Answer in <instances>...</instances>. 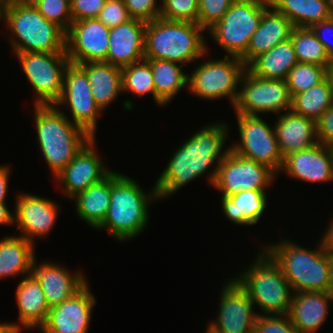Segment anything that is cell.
<instances>
[{
	"label": "cell",
	"instance_id": "6da1fadb",
	"mask_svg": "<svg viewBox=\"0 0 333 333\" xmlns=\"http://www.w3.org/2000/svg\"><path fill=\"white\" fill-rule=\"evenodd\" d=\"M217 123L196 130L182 146L175 150L154 185L159 199L176 194L183 186L205 175L207 171H211L208 181L213 186L218 164L231 151V146L223 149L226 146L230 127L223 121Z\"/></svg>",
	"mask_w": 333,
	"mask_h": 333
},
{
	"label": "cell",
	"instance_id": "7a4b0ae2",
	"mask_svg": "<svg viewBox=\"0 0 333 333\" xmlns=\"http://www.w3.org/2000/svg\"><path fill=\"white\" fill-rule=\"evenodd\" d=\"M156 199L159 200L155 186L145 193L131 177L112 171L110 205L104 221L96 229L106 228L117 241H129L147 227L149 204Z\"/></svg>",
	"mask_w": 333,
	"mask_h": 333
},
{
	"label": "cell",
	"instance_id": "3957f363",
	"mask_svg": "<svg viewBox=\"0 0 333 333\" xmlns=\"http://www.w3.org/2000/svg\"><path fill=\"white\" fill-rule=\"evenodd\" d=\"M263 246H265L264 250L280 266L293 293H332L329 255L322 249L320 243L315 250L301 247L288 239Z\"/></svg>",
	"mask_w": 333,
	"mask_h": 333
},
{
	"label": "cell",
	"instance_id": "277c9868",
	"mask_svg": "<svg viewBox=\"0 0 333 333\" xmlns=\"http://www.w3.org/2000/svg\"><path fill=\"white\" fill-rule=\"evenodd\" d=\"M37 143L54 177L93 138L55 105L35 106Z\"/></svg>",
	"mask_w": 333,
	"mask_h": 333
},
{
	"label": "cell",
	"instance_id": "5b68a950",
	"mask_svg": "<svg viewBox=\"0 0 333 333\" xmlns=\"http://www.w3.org/2000/svg\"><path fill=\"white\" fill-rule=\"evenodd\" d=\"M199 24L156 18L146 23L144 59L167 60L186 65L208 53Z\"/></svg>",
	"mask_w": 333,
	"mask_h": 333
},
{
	"label": "cell",
	"instance_id": "8992f818",
	"mask_svg": "<svg viewBox=\"0 0 333 333\" xmlns=\"http://www.w3.org/2000/svg\"><path fill=\"white\" fill-rule=\"evenodd\" d=\"M3 19L14 53L66 52V32L46 20L32 2L7 1Z\"/></svg>",
	"mask_w": 333,
	"mask_h": 333
},
{
	"label": "cell",
	"instance_id": "52a82bcc",
	"mask_svg": "<svg viewBox=\"0 0 333 333\" xmlns=\"http://www.w3.org/2000/svg\"><path fill=\"white\" fill-rule=\"evenodd\" d=\"M260 252L254 263L234 279L262 315L288 314L293 294L291 286L274 259L264 249Z\"/></svg>",
	"mask_w": 333,
	"mask_h": 333
},
{
	"label": "cell",
	"instance_id": "ba28073f",
	"mask_svg": "<svg viewBox=\"0 0 333 333\" xmlns=\"http://www.w3.org/2000/svg\"><path fill=\"white\" fill-rule=\"evenodd\" d=\"M269 5V0H234L222 19L207 32L226 51V56L241 58Z\"/></svg>",
	"mask_w": 333,
	"mask_h": 333
},
{
	"label": "cell",
	"instance_id": "9c48e42d",
	"mask_svg": "<svg viewBox=\"0 0 333 333\" xmlns=\"http://www.w3.org/2000/svg\"><path fill=\"white\" fill-rule=\"evenodd\" d=\"M246 69L247 65L235 56L204 60L188 75L187 89L204 100L228 97L234 107Z\"/></svg>",
	"mask_w": 333,
	"mask_h": 333
},
{
	"label": "cell",
	"instance_id": "30bf717a",
	"mask_svg": "<svg viewBox=\"0 0 333 333\" xmlns=\"http://www.w3.org/2000/svg\"><path fill=\"white\" fill-rule=\"evenodd\" d=\"M20 66L34 88V106L55 105L63 90V76L69 59L66 52L15 53Z\"/></svg>",
	"mask_w": 333,
	"mask_h": 333
},
{
	"label": "cell",
	"instance_id": "8fae6325",
	"mask_svg": "<svg viewBox=\"0 0 333 333\" xmlns=\"http://www.w3.org/2000/svg\"><path fill=\"white\" fill-rule=\"evenodd\" d=\"M236 118L240 140L232 143L231 151L243 158L262 163L279 174L283 157L274 126L268 125L259 115L236 113Z\"/></svg>",
	"mask_w": 333,
	"mask_h": 333
},
{
	"label": "cell",
	"instance_id": "7c38bea8",
	"mask_svg": "<svg viewBox=\"0 0 333 333\" xmlns=\"http://www.w3.org/2000/svg\"><path fill=\"white\" fill-rule=\"evenodd\" d=\"M240 85L235 113L280 115L292 108V97L285 80L259 78L246 69Z\"/></svg>",
	"mask_w": 333,
	"mask_h": 333
},
{
	"label": "cell",
	"instance_id": "4fadbf2b",
	"mask_svg": "<svg viewBox=\"0 0 333 333\" xmlns=\"http://www.w3.org/2000/svg\"><path fill=\"white\" fill-rule=\"evenodd\" d=\"M55 106L68 107L73 123L95 137L97 118L103 111L95 102L89 78L79 64L69 62L65 68L62 94Z\"/></svg>",
	"mask_w": 333,
	"mask_h": 333
},
{
	"label": "cell",
	"instance_id": "5bb4252c",
	"mask_svg": "<svg viewBox=\"0 0 333 333\" xmlns=\"http://www.w3.org/2000/svg\"><path fill=\"white\" fill-rule=\"evenodd\" d=\"M275 177L276 173L268 166L230 151L218 164L213 187L222 196H230L241 191L267 190Z\"/></svg>",
	"mask_w": 333,
	"mask_h": 333
},
{
	"label": "cell",
	"instance_id": "9a60e30c",
	"mask_svg": "<svg viewBox=\"0 0 333 333\" xmlns=\"http://www.w3.org/2000/svg\"><path fill=\"white\" fill-rule=\"evenodd\" d=\"M223 285L217 318L207 327L213 333H254L255 312L247 292L234 278Z\"/></svg>",
	"mask_w": 333,
	"mask_h": 333
},
{
	"label": "cell",
	"instance_id": "2e32d148",
	"mask_svg": "<svg viewBox=\"0 0 333 333\" xmlns=\"http://www.w3.org/2000/svg\"><path fill=\"white\" fill-rule=\"evenodd\" d=\"M110 29L97 18L73 21L66 32V54L71 63L107 62Z\"/></svg>",
	"mask_w": 333,
	"mask_h": 333
},
{
	"label": "cell",
	"instance_id": "e0dca14e",
	"mask_svg": "<svg viewBox=\"0 0 333 333\" xmlns=\"http://www.w3.org/2000/svg\"><path fill=\"white\" fill-rule=\"evenodd\" d=\"M14 225L28 242L45 238L57 222L59 206L53 200L29 193L16 195ZM36 237V238H35Z\"/></svg>",
	"mask_w": 333,
	"mask_h": 333
},
{
	"label": "cell",
	"instance_id": "ac0fdd59",
	"mask_svg": "<svg viewBox=\"0 0 333 333\" xmlns=\"http://www.w3.org/2000/svg\"><path fill=\"white\" fill-rule=\"evenodd\" d=\"M87 283L71 298L51 307L42 333H88L96 299Z\"/></svg>",
	"mask_w": 333,
	"mask_h": 333
},
{
	"label": "cell",
	"instance_id": "d6986e66",
	"mask_svg": "<svg viewBox=\"0 0 333 333\" xmlns=\"http://www.w3.org/2000/svg\"><path fill=\"white\" fill-rule=\"evenodd\" d=\"M96 137H93L63 168L54 179L64 188V196L68 199L79 192L85 191L91 185L106 178L112 170L105 167L96 152Z\"/></svg>",
	"mask_w": 333,
	"mask_h": 333
},
{
	"label": "cell",
	"instance_id": "ffe728a7",
	"mask_svg": "<svg viewBox=\"0 0 333 333\" xmlns=\"http://www.w3.org/2000/svg\"><path fill=\"white\" fill-rule=\"evenodd\" d=\"M35 258L31 274L40 284L49 308L61 304L80 291L87 279L82 272H70L63 265L51 262L37 263ZM37 263V264H36Z\"/></svg>",
	"mask_w": 333,
	"mask_h": 333
},
{
	"label": "cell",
	"instance_id": "44dd1931",
	"mask_svg": "<svg viewBox=\"0 0 333 333\" xmlns=\"http://www.w3.org/2000/svg\"><path fill=\"white\" fill-rule=\"evenodd\" d=\"M290 178L311 183L333 181V159L327 145L317 143L283 158L281 170Z\"/></svg>",
	"mask_w": 333,
	"mask_h": 333
},
{
	"label": "cell",
	"instance_id": "7402d4cb",
	"mask_svg": "<svg viewBox=\"0 0 333 333\" xmlns=\"http://www.w3.org/2000/svg\"><path fill=\"white\" fill-rule=\"evenodd\" d=\"M145 28L138 19L110 28L107 62L122 68L144 60Z\"/></svg>",
	"mask_w": 333,
	"mask_h": 333
},
{
	"label": "cell",
	"instance_id": "603a6c76",
	"mask_svg": "<svg viewBox=\"0 0 333 333\" xmlns=\"http://www.w3.org/2000/svg\"><path fill=\"white\" fill-rule=\"evenodd\" d=\"M332 302L331 292L293 293L288 312L291 324L298 333H317L328 317Z\"/></svg>",
	"mask_w": 333,
	"mask_h": 333
},
{
	"label": "cell",
	"instance_id": "cb8c5ba5",
	"mask_svg": "<svg viewBox=\"0 0 333 333\" xmlns=\"http://www.w3.org/2000/svg\"><path fill=\"white\" fill-rule=\"evenodd\" d=\"M277 116L274 128L283 158L292 152L307 149L318 143L314 120L298 115L292 110Z\"/></svg>",
	"mask_w": 333,
	"mask_h": 333
},
{
	"label": "cell",
	"instance_id": "d4e9b609",
	"mask_svg": "<svg viewBox=\"0 0 333 333\" xmlns=\"http://www.w3.org/2000/svg\"><path fill=\"white\" fill-rule=\"evenodd\" d=\"M293 28V24L284 14L269 5L249 41L247 52L240 59L248 65L258 55L290 39Z\"/></svg>",
	"mask_w": 333,
	"mask_h": 333
},
{
	"label": "cell",
	"instance_id": "484cf974",
	"mask_svg": "<svg viewBox=\"0 0 333 333\" xmlns=\"http://www.w3.org/2000/svg\"><path fill=\"white\" fill-rule=\"evenodd\" d=\"M15 294L19 309L18 318L21 325L14 322V327L20 332L22 329H40L46 321L50 308L36 278L32 274L23 277Z\"/></svg>",
	"mask_w": 333,
	"mask_h": 333
},
{
	"label": "cell",
	"instance_id": "4316f807",
	"mask_svg": "<svg viewBox=\"0 0 333 333\" xmlns=\"http://www.w3.org/2000/svg\"><path fill=\"white\" fill-rule=\"evenodd\" d=\"M79 65L89 78L95 102L102 111L105 110L122 91L121 67L106 61L85 62Z\"/></svg>",
	"mask_w": 333,
	"mask_h": 333
},
{
	"label": "cell",
	"instance_id": "83f0119b",
	"mask_svg": "<svg viewBox=\"0 0 333 333\" xmlns=\"http://www.w3.org/2000/svg\"><path fill=\"white\" fill-rule=\"evenodd\" d=\"M221 198L223 214L229 222L242 226L258 223L268 203L266 190L241 191Z\"/></svg>",
	"mask_w": 333,
	"mask_h": 333
},
{
	"label": "cell",
	"instance_id": "f1b7e54d",
	"mask_svg": "<svg viewBox=\"0 0 333 333\" xmlns=\"http://www.w3.org/2000/svg\"><path fill=\"white\" fill-rule=\"evenodd\" d=\"M297 63L292 40L288 39L258 55L247 65V69L259 78L285 80Z\"/></svg>",
	"mask_w": 333,
	"mask_h": 333
},
{
	"label": "cell",
	"instance_id": "f546056e",
	"mask_svg": "<svg viewBox=\"0 0 333 333\" xmlns=\"http://www.w3.org/2000/svg\"><path fill=\"white\" fill-rule=\"evenodd\" d=\"M34 244L20 236L0 240V279L30 275L35 260Z\"/></svg>",
	"mask_w": 333,
	"mask_h": 333
},
{
	"label": "cell",
	"instance_id": "4dcf8cb0",
	"mask_svg": "<svg viewBox=\"0 0 333 333\" xmlns=\"http://www.w3.org/2000/svg\"><path fill=\"white\" fill-rule=\"evenodd\" d=\"M111 197V173L74 197L76 213L81 220L96 229L105 219Z\"/></svg>",
	"mask_w": 333,
	"mask_h": 333
},
{
	"label": "cell",
	"instance_id": "1f68e13d",
	"mask_svg": "<svg viewBox=\"0 0 333 333\" xmlns=\"http://www.w3.org/2000/svg\"><path fill=\"white\" fill-rule=\"evenodd\" d=\"M151 67L155 87V103L160 106L168 105L182 88L187 87L188 74L183 72L179 63L145 59Z\"/></svg>",
	"mask_w": 333,
	"mask_h": 333
},
{
	"label": "cell",
	"instance_id": "d6a6232c",
	"mask_svg": "<svg viewBox=\"0 0 333 333\" xmlns=\"http://www.w3.org/2000/svg\"><path fill=\"white\" fill-rule=\"evenodd\" d=\"M270 5L284 14L294 27H311L333 16L328 0H269Z\"/></svg>",
	"mask_w": 333,
	"mask_h": 333
},
{
	"label": "cell",
	"instance_id": "836d02e7",
	"mask_svg": "<svg viewBox=\"0 0 333 333\" xmlns=\"http://www.w3.org/2000/svg\"><path fill=\"white\" fill-rule=\"evenodd\" d=\"M333 104V87L326 76L312 88L295 95L292 98L291 110L315 122Z\"/></svg>",
	"mask_w": 333,
	"mask_h": 333
},
{
	"label": "cell",
	"instance_id": "e575fe53",
	"mask_svg": "<svg viewBox=\"0 0 333 333\" xmlns=\"http://www.w3.org/2000/svg\"><path fill=\"white\" fill-rule=\"evenodd\" d=\"M290 39L297 61L328 67L331 63L322 42L309 27H294Z\"/></svg>",
	"mask_w": 333,
	"mask_h": 333
},
{
	"label": "cell",
	"instance_id": "d590c367",
	"mask_svg": "<svg viewBox=\"0 0 333 333\" xmlns=\"http://www.w3.org/2000/svg\"><path fill=\"white\" fill-rule=\"evenodd\" d=\"M122 92H131L138 97L152 94L155 103V87L150 64L144 59L121 68Z\"/></svg>",
	"mask_w": 333,
	"mask_h": 333
},
{
	"label": "cell",
	"instance_id": "8d00e7d4",
	"mask_svg": "<svg viewBox=\"0 0 333 333\" xmlns=\"http://www.w3.org/2000/svg\"><path fill=\"white\" fill-rule=\"evenodd\" d=\"M327 76V67L313 63L298 62L285 79L291 97L320 83Z\"/></svg>",
	"mask_w": 333,
	"mask_h": 333
},
{
	"label": "cell",
	"instance_id": "74e56055",
	"mask_svg": "<svg viewBox=\"0 0 333 333\" xmlns=\"http://www.w3.org/2000/svg\"><path fill=\"white\" fill-rule=\"evenodd\" d=\"M32 3L46 20L57 24L65 32L69 30L73 22L70 0H33Z\"/></svg>",
	"mask_w": 333,
	"mask_h": 333
},
{
	"label": "cell",
	"instance_id": "f35d334b",
	"mask_svg": "<svg viewBox=\"0 0 333 333\" xmlns=\"http://www.w3.org/2000/svg\"><path fill=\"white\" fill-rule=\"evenodd\" d=\"M160 18L198 24L199 0H162Z\"/></svg>",
	"mask_w": 333,
	"mask_h": 333
},
{
	"label": "cell",
	"instance_id": "ab89813d",
	"mask_svg": "<svg viewBox=\"0 0 333 333\" xmlns=\"http://www.w3.org/2000/svg\"><path fill=\"white\" fill-rule=\"evenodd\" d=\"M234 0H199L198 24L208 31L219 22Z\"/></svg>",
	"mask_w": 333,
	"mask_h": 333
},
{
	"label": "cell",
	"instance_id": "60d3db41",
	"mask_svg": "<svg viewBox=\"0 0 333 333\" xmlns=\"http://www.w3.org/2000/svg\"><path fill=\"white\" fill-rule=\"evenodd\" d=\"M254 333H298L291 324L288 314L284 315H262L258 313Z\"/></svg>",
	"mask_w": 333,
	"mask_h": 333
},
{
	"label": "cell",
	"instance_id": "b9f144b4",
	"mask_svg": "<svg viewBox=\"0 0 333 333\" xmlns=\"http://www.w3.org/2000/svg\"><path fill=\"white\" fill-rule=\"evenodd\" d=\"M96 18L109 29L132 19L123 0H106Z\"/></svg>",
	"mask_w": 333,
	"mask_h": 333
},
{
	"label": "cell",
	"instance_id": "7bdbcfd3",
	"mask_svg": "<svg viewBox=\"0 0 333 333\" xmlns=\"http://www.w3.org/2000/svg\"><path fill=\"white\" fill-rule=\"evenodd\" d=\"M132 19L151 22L160 17L161 5L157 0H123Z\"/></svg>",
	"mask_w": 333,
	"mask_h": 333
},
{
	"label": "cell",
	"instance_id": "ee69618b",
	"mask_svg": "<svg viewBox=\"0 0 333 333\" xmlns=\"http://www.w3.org/2000/svg\"><path fill=\"white\" fill-rule=\"evenodd\" d=\"M106 0H70L72 20L93 19L99 15Z\"/></svg>",
	"mask_w": 333,
	"mask_h": 333
},
{
	"label": "cell",
	"instance_id": "f6af8a7d",
	"mask_svg": "<svg viewBox=\"0 0 333 333\" xmlns=\"http://www.w3.org/2000/svg\"><path fill=\"white\" fill-rule=\"evenodd\" d=\"M311 30L315 36L322 42L330 62L333 61V42L330 36H333V16L329 19L312 25ZM332 33V34H331ZM330 34V35H329ZM328 36V37H327ZM330 37V38H329Z\"/></svg>",
	"mask_w": 333,
	"mask_h": 333
},
{
	"label": "cell",
	"instance_id": "bcb514c9",
	"mask_svg": "<svg viewBox=\"0 0 333 333\" xmlns=\"http://www.w3.org/2000/svg\"><path fill=\"white\" fill-rule=\"evenodd\" d=\"M318 143L328 145L333 142V104L316 121Z\"/></svg>",
	"mask_w": 333,
	"mask_h": 333
},
{
	"label": "cell",
	"instance_id": "7dc6e473",
	"mask_svg": "<svg viewBox=\"0 0 333 333\" xmlns=\"http://www.w3.org/2000/svg\"><path fill=\"white\" fill-rule=\"evenodd\" d=\"M10 167L9 165H0V202H6V196L9 187L10 179Z\"/></svg>",
	"mask_w": 333,
	"mask_h": 333
},
{
	"label": "cell",
	"instance_id": "c3c4849f",
	"mask_svg": "<svg viewBox=\"0 0 333 333\" xmlns=\"http://www.w3.org/2000/svg\"><path fill=\"white\" fill-rule=\"evenodd\" d=\"M326 233H323L322 240L319 242L322 249L328 254H333V218L330 220L329 226L326 228Z\"/></svg>",
	"mask_w": 333,
	"mask_h": 333
},
{
	"label": "cell",
	"instance_id": "681fc988",
	"mask_svg": "<svg viewBox=\"0 0 333 333\" xmlns=\"http://www.w3.org/2000/svg\"><path fill=\"white\" fill-rule=\"evenodd\" d=\"M0 225L14 226V214L9 211L6 202H0Z\"/></svg>",
	"mask_w": 333,
	"mask_h": 333
},
{
	"label": "cell",
	"instance_id": "f907efd6",
	"mask_svg": "<svg viewBox=\"0 0 333 333\" xmlns=\"http://www.w3.org/2000/svg\"><path fill=\"white\" fill-rule=\"evenodd\" d=\"M0 333H21V332L16 327H14L13 322L11 323L0 322Z\"/></svg>",
	"mask_w": 333,
	"mask_h": 333
},
{
	"label": "cell",
	"instance_id": "816d5d0a",
	"mask_svg": "<svg viewBox=\"0 0 333 333\" xmlns=\"http://www.w3.org/2000/svg\"><path fill=\"white\" fill-rule=\"evenodd\" d=\"M327 76H328V78L331 82V85L333 87V61L327 67Z\"/></svg>",
	"mask_w": 333,
	"mask_h": 333
},
{
	"label": "cell",
	"instance_id": "f5cc1de1",
	"mask_svg": "<svg viewBox=\"0 0 333 333\" xmlns=\"http://www.w3.org/2000/svg\"><path fill=\"white\" fill-rule=\"evenodd\" d=\"M6 4H7V0H0V21L4 17Z\"/></svg>",
	"mask_w": 333,
	"mask_h": 333
},
{
	"label": "cell",
	"instance_id": "db71d44e",
	"mask_svg": "<svg viewBox=\"0 0 333 333\" xmlns=\"http://www.w3.org/2000/svg\"><path fill=\"white\" fill-rule=\"evenodd\" d=\"M329 261L331 265V282H332V294H333V254L329 255Z\"/></svg>",
	"mask_w": 333,
	"mask_h": 333
},
{
	"label": "cell",
	"instance_id": "11a10c76",
	"mask_svg": "<svg viewBox=\"0 0 333 333\" xmlns=\"http://www.w3.org/2000/svg\"><path fill=\"white\" fill-rule=\"evenodd\" d=\"M327 146L329 148V151H330L332 159H333V142L329 143Z\"/></svg>",
	"mask_w": 333,
	"mask_h": 333
},
{
	"label": "cell",
	"instance_id": "9f6ffc18",
	"mask_svg": "<svg viewBox=\"0 0 333 333\" xmlns=\"http://www.w3.org/2000/svg\"><path fill=\"white\" fill-rule=\"evenodd\" d=\"M9 2H32L33 0H8Z\"/></svg>",
	"mask_w": 333,
	"mask_h": 333
},
{
	"label": "cell",
	"instance_id": "6f0895ef",
	"mask_svg": "<svg viewBox=\"0 0 333 333\" xmlns=\"http://www.w3.org/2000/svg\"><path fill=\"white\" fill-rule=\"evenodd\" d=\"M328 1H329L330 8H331V10L333 12V0H328Z\"/></svg>",
	"mask_w": 333,
	"mask_h": 333
},
{
	"label": "cell",
	"instance_id": "680465c9",
	"mask_svg": "<svg viewBox=\"0 0 333 333\" xmlns=\"http://www.w3.org/2000/svg\"><path fill=\"white\" fill-rule=\"evenodd\" d=\"M206 333H213L212 331H210L208 328L206 329Z\"/></svg>",
	"mask_w": 333,
	"mask_h": 333
}]
</instances>
